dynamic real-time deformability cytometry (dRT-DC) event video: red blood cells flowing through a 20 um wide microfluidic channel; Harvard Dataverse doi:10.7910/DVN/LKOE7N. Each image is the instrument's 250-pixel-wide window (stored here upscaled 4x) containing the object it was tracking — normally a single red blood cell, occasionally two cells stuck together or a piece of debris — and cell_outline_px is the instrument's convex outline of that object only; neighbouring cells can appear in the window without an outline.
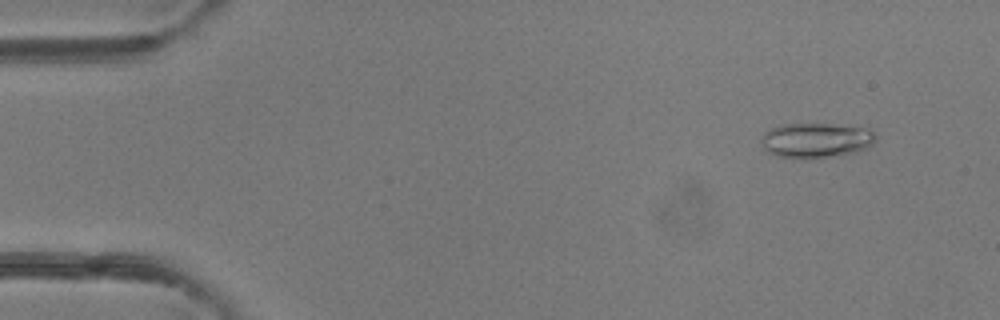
{"species": "common noctule bat (a hibernating species)", "species_latin": "Nyctalus noctula", "temperature_condition": "room temperature", "stored_images_in_passage": 49, "camera_frame_rate_fps": 3000, "um_per_image_px": 0.085, "animal": {"sex": "female"}, "frame": {"image": 1, "passage_image": 5, "time_ms": 1.333, "image_size_px": [1000, 320], "cell_outline_px": [[876, 140], [868, 148], [852, 152], [808, 160], [776, 156], [768, 152], [764, 148], [764, 132], [780, 124], [828, 124], [864, 128], [872, 132], [876, 136]], "centroid_in_image_um": [69.35, 11.94], "position_along_channel_um": 15.7, "area_um2": 23.06}}
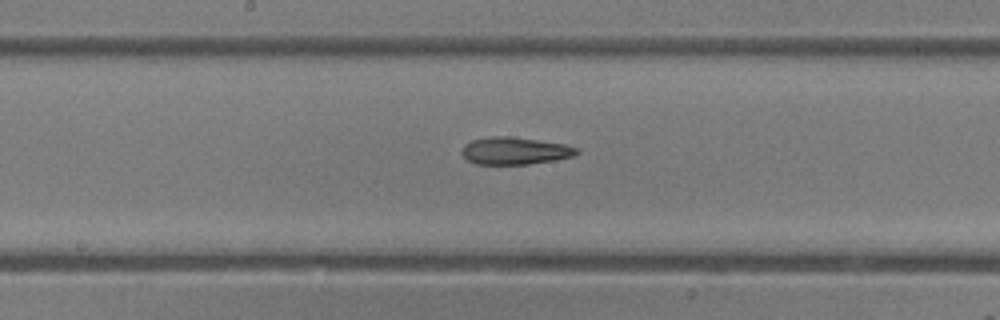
{"frame": {"image": 2, "passage_image": 26, "time_ms": 8.333, "image_size_px": [1000, 320], "cell_outline_px": [[580, 152], [572, 156], [556, 160], [528, 164], [476, 164], [468, 160], [460, 152], [464, 144], [472, 140], [492, 136], [512, 136], [564, 144], [576, 148]], "centroid_in_image_um": [43.74, 12.81], "position_along_channel_um": 204.5, "area_um2": 18.26}}
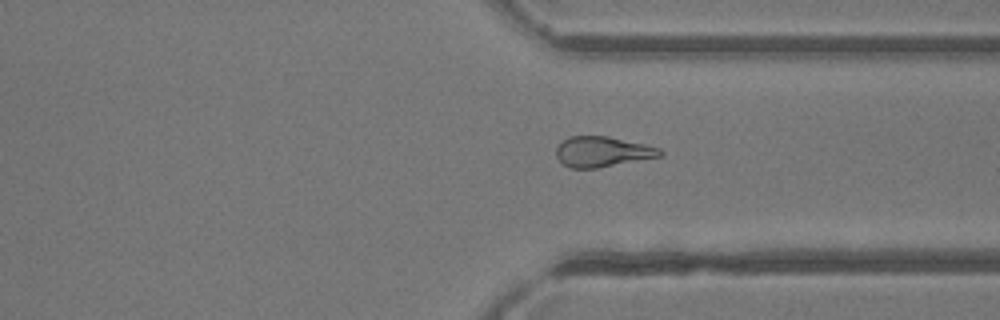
{"frame": {"image": 3, "passage_image": 37, "time_ms": 12.0, "image_size_px": [1000, 320], "cell_outline_px": [[664, 152], [660, 156], [596, 168], [568, 168], [556, 156], [556, 148], [568, 136], [608, 136], [644, 144], [660, 148]], "centroid_in_image_um": [51.19, 12.89], "position_along_channel_um": 360.2, "area_um2": 18.15}, "authors_computed_cell_mechanics": {"area_um2": 19.8254, "velocity_mm_per_s": 4.2566, "shape_relaxation_time_tau1_ms": null, "shape_relaxation_time_tau2_ms": 8.5054, "deformation_change_tau1": null, "deformation_change_tau2": 0.2321}}